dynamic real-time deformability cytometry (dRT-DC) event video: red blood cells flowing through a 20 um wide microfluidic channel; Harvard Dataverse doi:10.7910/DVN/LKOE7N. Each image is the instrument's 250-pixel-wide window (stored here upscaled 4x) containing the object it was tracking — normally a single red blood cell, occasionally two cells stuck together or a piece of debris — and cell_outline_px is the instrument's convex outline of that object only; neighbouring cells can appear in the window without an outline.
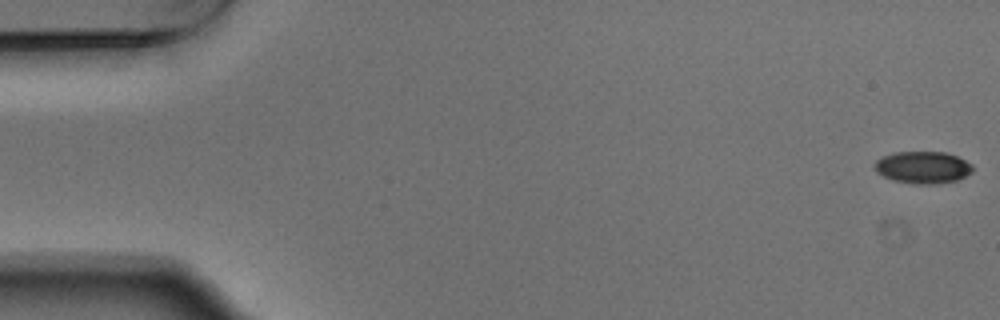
{"species": "Egyptian fruit bat (a non-hibernating species)", "species_latin": "Rousettus aegyptiacus", "temperature_condition": "warm", "stored_images_in_passage": 7, "camera_frame_rate_fps": 3000, "um_per_image_px": 0.085, "animal": {"sex": "male"}, "frame": {"image": 1, "passage_image": 1, "time_ms": 0.0, "image_size_px": [1000, 320], "cell_outline_px": [[972, 172], [956, 180], [936, 184], [916, 184], [892, 180], [876, 172], [872, 164], [876, 160], [884, 156], [896, 152], [944, 152], [956, 156], [972, 164]], "centroid_in_image_um": [78.41, 14.23], "position_along_channel_um": 6.6, "area_um2": 18.26}}
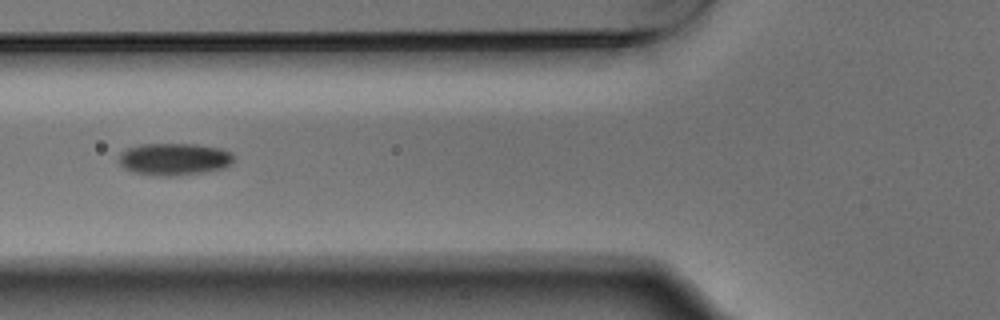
{"frame": {"image": 2, "passage_image": 5, "time_ms": 1.333, "image_size_px": [1000, 320], "cell_outline_px": [[236, 156], [232, 164], [224, 168], [204, 172], [172, 176], [160, 176], [132, 172], [124, 168], [116, 160], [120, 152], [128, 148], [140, 144], [196, 144], [220, 148], [232, 152]], "centroid_in_image_um": [14.81, 13.52], "position_along_channel_um": 111.0, "area_um2": 21.91}}
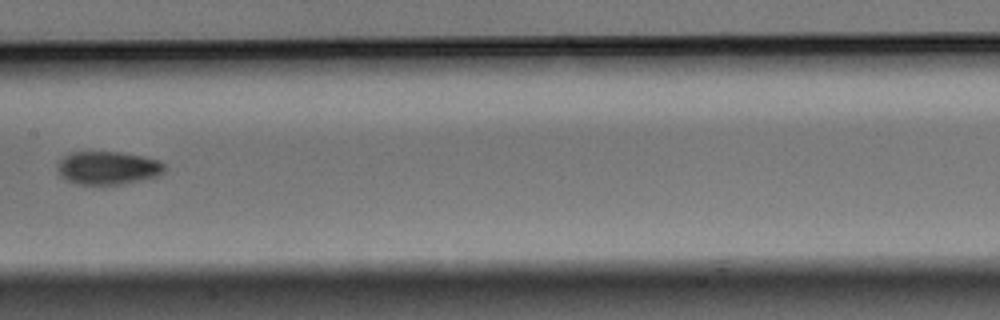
{"frame": {"image": 3, "passage_image": 7, "time_ms": 2.0, "image_size_px": [1000, 320], "cell_outline_px": [[164, 172], [156, 176], [140, 180], [120, 184], [76, 184], [60, 176], [56, 168], [56, 164], [64, 156], [72, 152], [120, 152], [160, 160], [164, 164]], "centroid_in_image_um": [9.13, 14.27], "position_along_channel_um": 198.3, "area_um2": 20.58}}